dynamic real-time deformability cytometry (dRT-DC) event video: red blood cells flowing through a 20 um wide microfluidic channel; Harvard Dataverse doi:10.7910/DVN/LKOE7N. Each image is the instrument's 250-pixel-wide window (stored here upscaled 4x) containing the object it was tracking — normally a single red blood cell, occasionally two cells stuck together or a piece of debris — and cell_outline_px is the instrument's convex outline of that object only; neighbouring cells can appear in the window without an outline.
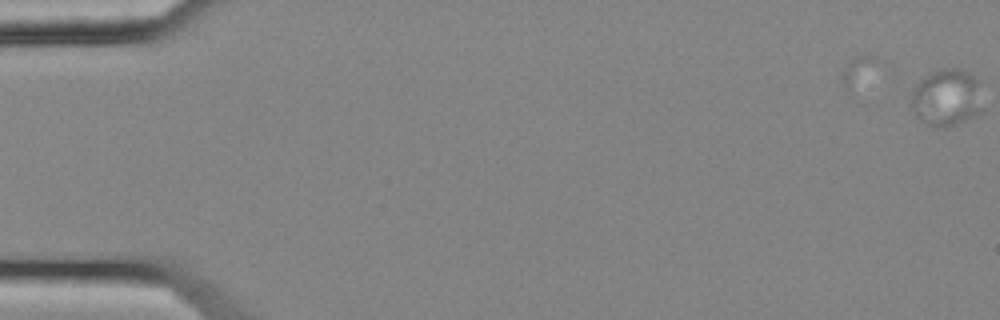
{"species": "common noctule bat (a hibernating species)", "species_latin": "Nyctalus noctula", "temperature_condition": "cold", "stored_images_in_passage": 2, "camera_frame_rate_fps": 3000, "um_per_image_px": 0.085, "animal": {"sex": "female", "body_mass_g": 25.1}, "frame": {"image": 1, "passage_image": 2, "time_ms": 0.333, "image_size_px": [1000, 320], "cell_outline_px": [[984, 108], [980, 112], [964, 120], [944, 128], [936, 128], [924, 124], [916, 116], [908, 104], [912, 92], [916, 84], [928, 72], [936, 68], [956, 68], [968, 72], [976, 80]], "centroid_in_image_um": [80.39, 8.3], "position_along_channel_um": 4.6, "area_um2": 24.22}}